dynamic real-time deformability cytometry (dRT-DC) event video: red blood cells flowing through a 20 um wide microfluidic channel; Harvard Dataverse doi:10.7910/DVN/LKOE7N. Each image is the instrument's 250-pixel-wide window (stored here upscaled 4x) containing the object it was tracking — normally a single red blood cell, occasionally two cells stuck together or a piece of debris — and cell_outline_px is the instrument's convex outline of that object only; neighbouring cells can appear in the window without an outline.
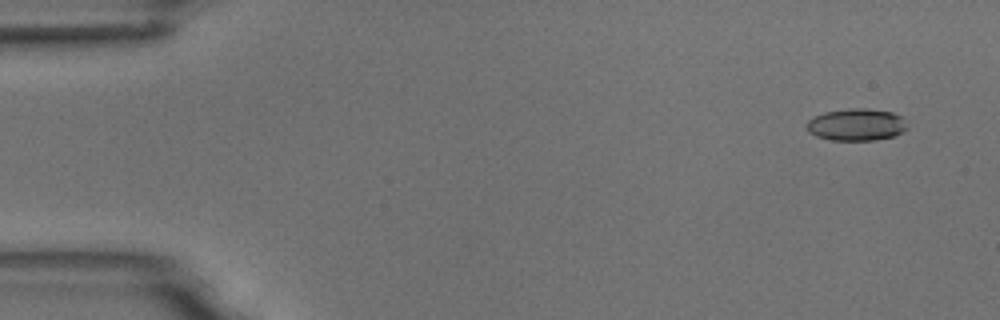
{"species": "common noctule bat (a hibernating species)", "species_latin": "Nyctalus noctula", "temperature_condition": "room temperature", "stored_images_in_passage": 4, "camera_frame_rate_fps": 3000, "um_per_image_px": 0.085, "animal": {"sex": "male", "body_mass_g": 18.8}, "frame": {"image": 1, "passage_image": 1, "time_ms": 0.0, "image_size_px": [1000, 320], "cell_outline_px": [[908, 128], [904, 132], [892, 136], [876, 140], [832, 140], [816, 136], [808, 132], [808, 120], [812, 116], [824, 112], [848, 108], [868, 108], [892, 112], [900, 116]], "centroid_in_image_um": [72.78, 10.59], "position_along_channel_um": 12.2, "area_um2": 18.84}}